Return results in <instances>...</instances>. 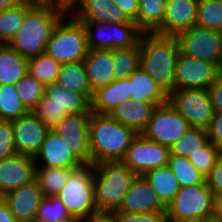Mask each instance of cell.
Segmentation results:
<instances>
[{
	"instance_id": "6da1fadb",
	"label": "cell",
	"mask_w": 222,
	"mask_h": 222,
	"mask_svg": "<svg viewBox=\"0 0 222 222\" xmlns=\"http://www.w3.org/2000/svg\"><path fill=\"white\" fill-rule=\"evenodd\" d=\"M137 133L109 114L90 113L89 148L92 165L122 161Z\"/></svg>"
},
{
	"instance_id": "91938a15",
	"label": "cell",
	"mask_w": 222,
	"mask_h": 222,
	"mask_svg": "<svg viewBox=\"0 0 222 222\" xmlns=\"http://www.w3.org/2000/svg\"><path fill=\"white\" fill-rule=\"evenodd\" d=\"M219 76L222 78V64L220 66V73H219Z\"/></svg>"
},
{
	"instance_id": "2e32d148",
	"label": "cell",
	"mask_w": 222,
	"mask_h": 222,
	"mask_svg": "<svg viewBox=\"0 0 222 222\" xmlns=\"http://www.w3.org/2000/svg\"><path fill=\"white\" fill-rule=\"evenodd\" d=\"M36 166L77 169L83 164L74 156L66 139L50 129L34 156ZM40 160L41 163H40ZM40 164V165H39ZM42 164V165H41Z\"/></svg>"
},
{
	"instance_id": "7bdbcfd3",
	"label": "cell",
	"mask_w": 222,
	"mask_h": 222,
	"mask_svg": "<svg viewBox=\"0 0 222 222\" xmlns=\"http://www.w3.org/2000/svg\"><path fill=\"white\" fill-rule=\"evenodd\" d=\"M17 154L13 142V129L10 121L0 120V160Z\"/></svg>"
},
{
	"instance_id": "f907efd6",
	"label": "cell",
	"mask_w": 222,
	"mask_h": 222,
	"mask_svg": "<svg viewBox=\"0 0 222 222\" xmlns=\"http://www.w3.org/2000/svg\"><path fill=\"white\" fill-rule=\"evenodd\" d=\"M0 222H18L10 208L4 202V200L0 197Z\"/></svg>"
},
{
	"instance_id": "603a6c76",
	"label": "cell",
	"mask_w": 222,
	"mask_h": 222,
	"mask_svg": "<svg viewBox=\"0 0 222 222\" xmlns=\"http://www.w3.org/2000/svg\"><path fill=\"white\" fill-rule=\"evenodd\" d=\"M129 78L115 79L110 84L96 89L90 100V111L110 114L123 101H130Z\"/></svg>"
},
{
	"instance_id": "74e56055",
	"label": "cell",
	"mask_w": 222,
	"mask_h": 222,
	"mask_svg": "<svg viewBox=\"0 0 222 222\" xmlns=\"http://www.w3.org/2000/svg\"><path fill=\"white\" fill-rule=\"evenodd\" d=\"M29 4H21L16 8L0 11V41L8 45L21 28Z\"/></svg>"
},
{
	"instance_id": "d4e9b609",
	"label": "cell",
	"mask_w": 222,
	"mask_h": 222,
	"mask_svg": "<svg viewBox=\"0 0 222 222\" xmlns=\"http://www.w3.org/2000/svg\"><path fill=\"white\" fill-rule=\"evenodd\" d=\"M130 101L154 103L156 106L168 102V94L141 68L129 77Z\"/></svg>"
},
{
	"instance_id": "7dc6e473",
	"label": "cell",
	"mask_w": 222,
	"mask_h": 222,
	"mask_svg": "<svg viewBox=\"0 0 222 222\" xmlns=\"http://www.w3.org/2000/svg\"><path fill=\"white\" fill-rule=\"evenodd\" d=\"M215 113H222V78L219 76L208 88Z\"/></svg>"
},
{
	"instance_id": "d6a6232c",
	"label": "cell",
	"mask_w": 222,
	"mask_h": 222,
	"mask_svg": "<svg viewBox=\"0 0 222 222\" xmlns=\"http://www.w3.org/2000/svg\"><path fill=\"white\" fill-rule=\"evenodd\" d=\"M208 142L207 129L190 127L170 146V154L188 158Z\"/></svg>"
},
{
	"instance_id": "f6af8a7d",
	"label": "cell",
	"mask_w": 222,
	"mask_h": 222,
	"mask_svg": "<svg viewBox=\"0 0 222 222\" xmlns=\"http://www.w3.org/2000/svg\"><path fill=\"white\" fill-rule=\"evenodd\" d=\"M205 182L215 196L222 194V153L217 159L215 166L205 176Z\"/></svg>"
},
{
	"instance_id": "4316f807",
	"label": "cell",
	"mask_w": 222,
	"mask_h": 222,
	"mask_svg": "<svg viewBox=\"0 0 222 222\" xmlns=\"http://www.w3.org/2000/svg\"><path fill=\"white\" fill-rule=\"evenodd\" d=\"M28 73V59L9 45L0 49V85L18 83Z\"/></svg>"
},
{
	"instance_id": "680465c9",
	"label": "cell",
	"mask_w": 222,
	"mask_h": 222,
	"mask_svg": "<svg viewBox=\"0 0 222 222\" xmlns=\"http://www.w3.org/2000/svg\"><path fill=\"white\" fill-rule=\"evenodd\" d=\"M19 222H37V221L35 219H33V220L19 221Z\"/></svg>"
},
{
	"instance_id": "681fc988",
	"label": "cell",
	"mask_w": 222,
	"mask_h": 222,
	"mask_svg": "<svg viewBox=\"0 0 222 222\" xmlns=\"http://www.w3.org/2000/svg\"><path fill=\"white\" fill-rule=\"evenodd\" d=\"M83 222H118L114 212L97 211L86 217Z\"/></svg>"
},
{
	"instance_id": "7402d4cb",
	"label": "cell",
	"mask_w": 222,
	"mask_h": 222,
	"mask_svg": "<svg viewBox=\"0 0 222 222\" xmlns=\"http://www.w3.org/2000/svg\"><path fill=\"white\" fill-rule=\"evenodd\" d=\"M83 63L92 92L115 80L112 50H89Z\"/></svg>"
},
{
	"instance_id": "44dd1931",
	"label": "cell",
	"mask_w": 222,
	"mask_h": 222,
	"mask_svg": "<svg viewBox=\"0 0 222 222\" xmlns=\"http://www.w3.org/2000/svg\"><path fill=\"white\" fill-rule=\"evenodd\" d=\"M74 10L70 15L80 22L135 23L125 16L114 0H81Z\"/></svg>"
},
{
	"instance_id": "3957f363",
	"label": "cell",
	"mask_w": 222,
	"mask_h": 222,
	"mask_svg": "<svg viewBox=\"0 0 222 222\" xmlns=\"http://www.w3.org/2000/svg\"><path fill=\"white\" fill-rule=\"evenodd\" d=\"M65 14L49 3L31 6L26 11L21 28L8 45L27 59L44 53L54 27Z\"/></svg>"
},
{
	"instance_id": "5bb4252c",
	"label": "cell",
	"mask_w": 222,
	"mask_h": 222,
	"mask_svg": "<svg viewBox=\"0 0 222 222\" xmlns=\"http://www.w3.org/2000/svg\"><path fill=\"white\" fill-rule=\"evenodd\" d=\"M90 113L70 114L58 122L52 130L64 137L74 156L83 165H92L89 148Z\"/></svg>"
},
{
	"instance_id": "4fadbf2b",
	"label": "cell",
	"mask_w": 222,
	"mask_h": 222,
	"mask_svg": "<svg viewBox=\"0 0 222 222\" xmlns=\"http://www.w3.org/2000/svg\"><path fill=\"white\" fill-rule=\"evenodd\" d=\"M220 68L201 59L179 53L175 68V89H205L219 77Z\"/></svg>"
},
{
	"instance_id": "f546056e",
	"label": "cell",
	"mask_w": 222,
	"mask_h": 222,
	"mask_svg": "<svg viewBox=\"0 0 222 222\" xmlns=\"http://www.w3.org/2000/svg\"><path fill=\"white\" fill-rule=\"evenodd\" d=\"M165 6L166 0H139L137 27L143 33H154L162 25Z\"/></svg>"
},
{
	"instance_id": "83f0119b",
	"label": "cell",
	"mask_w": 222,
	"mask_h": 222,
	"mask_svg": "<svg viewBox=\"0 0 222 222\" xmlns=\"http://www.w3.org/2000/svg\"><path fill=\"white\" fill-rule=\"evenodd\" d=\"M143 176L166 207L180 189V184L168 165L150 170Z\"/></svg>"
},
{
	"instance_id": "60d3db41",
	"label": "cell",
	"mask_w": 222,
	"mask_h": 222,
	"mask_svg": "<svg viewBox=\"0 0 222 222\" xmlns=\"http://www.w3.org/2000/svg\"><path fill=\"white\" fill-rule=\"evenodd\" d=\"M32 112L49 129H52L64 117L70 115L67 110H62L57 104L51 102V98L46 94H44L42 100L37 104Z\"/></svg>"
},
{
	"instance_id": "b9f144b4",
	"label": "cell",
	"mask_w": 222,
	"mask_h": 222,
	"mask_svg": "<svg viewBox=\"0 0 222 222\" xmlns=\"http://www.w3.org/2000/svg\"><path fill=\"white\" fill-rule=\"evenodd\" d=\"M221 151L211 142L198 150L195 154L188 157V160L205 176L212 170Z\"/></svg>"
},
{
	"instance_id": "ee69618b",
	"label": "cell",
	"mask_w": 222,
	"mask_h": 222,
	"mask_svg": "<svg viewBox=\"0 0 222 222\" xmlns=\"http://www.w3.org/2000/svg\"><path fill=\"white\" fill-rule=\"evenodd\" d=\"M118 222H163L167 216L166 211H154L145 213H126L114 211Z\"/></svg>"
},
{
	"instance_id": "816d5d0a",
	"label": "cell",
	"mask_w": 222,
	"mask_h": 222,
	"mask_svg": "<svg viewBox=\"0 0 222 222\" xmlns=\"http://www.w3.org/2000/svg\"><path fill=\"white\" fill-rule=\"evenodd\" d=\"M80 2L81 0H56V8L70 14Z\"/></svg>"
},
{
	"instance_id": "9c48e42d",
	"label": "cell",
	"mask_w": 222,
	"mask_h": 222,
	"mask_svg": "<svg viewBox=\"0 0 222 222\" xmlns=\"http://www.w3.org/2000/svg\"><path fill=\"white\" fill-rule=\"evenodd\" d=\"M168 102L190 127L207 129L215 114L209 92L205 89H174L168 94Z\"/></svg>"
},
{
	"instance_id": "d6986e66",
	"label": "cell",
	"mask_w": 222,
	"mask_h": 222,
	"mask_svg": "<svg viewBox=\"0 0 222 222\" xmlns=\"http://www.w3.org/2000/svg\"><path fill=\"white\" fill-rule=\"evenodd\" d=\"M43 197L42 190L35 179L7 192L1 198L19 222L35 219L38 206Z\"/></svg>"
},
{
	"instance_id": "7c38bea8",
	"label": "cell",
	"mask_w": 222,
	"mask_h": 222,
	"mask_svg": "<svg viewBox=\"0 0 222 222\" xmlns=\"http://www.w3.org/2000/svg\"><path fill=\"white\" fill-rule=\"evenodd\" d=\"M189 128L187 120L166 102L156 106L142 134L170 148Z\"/></svg>"
},
{
	"instance_id": "e0dca14e",
	"label": "cell",
	"mask_w": 222,
	"mask_h": 222,
	"mask_svg": "<svg viewBox=\"0 0 222 222\" xmlns=\"http://www.w3.org/2000/svg\"><path fill=\"white\" fill-rule=\"evenodd\" d=\"M36 178L34 156L16 154L0 160V197Z\"/></svg>"
},
{
	"instance_id": "ab89813d",
	"label": "cell",
	"mask_w": 222,
	"mask_h": 222,
	"mask_svg": "<svg viewBox=\"0 0 222 222\" xmlns=\"http://www.w3.org/2000/svg\"><path fill=\"white\" fill-rule=\"evenodd\" d=\"M15 86L28 111H32L45 94V87L28 73Z\"/></svg>"
},
{
	"instance_id": "8fae6325",
	"label": "cell",
	"mask_w": 222,
	"mask_h": 222,
	"mask_svg": "<svg viewBox=\"0 0 222 222\" xmlns=\"http://www.w3.org/2000/svg\"><path fill=\"white\" fill-rule=\"evenodd\" d=\"M169 147L137 134L127 148L122 162L136 175L168 165Z\"/></svg>"
},
{
	"instance_id": "db71d44e",
	"label": "cell",
	"mask_w": 222,
	"mask_h": 222,
	"mask_svg": "<svg viewBox=\"0 0 222 222\" xmlns=\"http://www.w3.org/2000/svg\"><path fill=\"white\" fill-rule=\"evenodd\" d=\"M21 4L19 0H0V11L13 9Z\"/></svg>"
},
{
	"instance_id": "4dcf8cb0",
	"label": "cell",
	"mask_w": 222,
	"mask_h": 222,
	"mask_svg": "<svg viewBox=\"0 0 222 222\" xmlns=\"http://www.w3.org/2000/svg\"><path fill=\"white\" fill-rule=\"evenodd\" d=\"M74 169L36 166V180L44 196H56Z\"/></svg>"
},
{
	"instance_id": "f5cc1de1",
	"label": "cell",
	"mask_w": 222,
	"mask_h": 222,
	"mask_svg": "<svg viewBox=\"0 0 222 222\" xmlns=\"http://www.w3.org/2000/svg\"><path fill=\"white\" fill-rule=\"evenodd\" d=\"M212 220L222 222V194L214 197V213Z\"/></svg>"
},
{
	"instance_id": "52a82bcc",
	"label": "cell",
	"mask_w": 222,
	"mask_h": 222,
	"mask_svg": "<svg viewBox=\"0 0 222 222\" xmlns=\"http://www.w3.org/2000/svg\"><path fill=\"white\" fill-rule=\"evenodd\" d=\"M75 220L83 221L97 212L93 193V165L74 169L62 190L56 195Z\"/></svg>"
},
{
	"instance_id": "f1b7e54d",
	"label": "cell",
	"mask_w": 222,
	"mask_h": 222,
	"mask_svg": "<svg viewBox=\"0 0 222 222\" xmlns=\"http://www.w3.org/2000/svg\"><path fill=\"white\" fill-rule=\"evenodd\" d=\"M56 81L65 89L84 94L91 100L93 92L87 81V72L83 61L61 64Z\"/></svg>"
},
{
	"instance_id": "cb8c5ba5",
	"label": "cell",
	"mask_w": 222,
	"mask_h": 222,
	"mask_svg": "<svg viewBox=\"0 0 222 222\" xmlns=\"http://www.w3.org/2000/svg\"><path fill=\"white\" fill-rule=\"evenodd\" d=\"M156 105L141 101H123L116 106L110 116L121 124L132 128L137 134L142 133L151 119Z\"/></svg>"
},
{
	"instance_id": "f35d334b",
	"label": "cell",
	"mask_w": 222,
	"mask_h": 222,
	"mask_svg": "<svg viewBox=\"0 0 222 222\" xmlns=\"http://www.w3.org/2000/svg\"><path fill=\"white\" fill-rule=\"evenodd\" d=\"M195 26L222 32V0H198Z\"/></svg>"
},
{
	"instance_id": "ac0fdd59",
	"label": "cell",
	"mask_w": 222,
	"mask_h": 222,
	"mask_svg": "<svg viewBox=\"0 0 222 222\" xmlns=\"http://www.w3.org/2000/svg\"><path fill=\"white\" fill-rule=\"evenodd\" d=\"M198 0H166L162 25L154 32L163 36H176L195 26Z\"/></svg>"
},
{
	"instance_id": "30bf717a",
	"label": "cell",
	"mask_w": 222,
	"mask_h": 222,
	"mask_svg": "<svg viewBox=\"0 0 222 222\" xmlns=\"http://www.w3.org/2000/svg\"><path fill=\"white\" fill-rule=\"evenodd\" d=\"M180 53L211 63L222 64V32L192 26L177 34Z\"/></svg>"
},
{
	"instance_id": "836d02e7",
	"label": "cell",
	"mask_w": 222,
	"mask_h": 222,
	"mask_svg": "<svg viewBox=\"0 0 222 222\" xmlns=\"http://www.w3.org/2000/svg\"><path fill=\"white\" fill-rule=\"evenodd\" d=\"M61 64L46 52L28 59V74L44 87L57 80Z\"/></svg>"
},
{
	"instance_id": "c3c4849f",
	"label": "cell",
	"mask_w": 222,
	"mask_h": 222,
	"mask_svg": "<svg viewBox=\"0 0 222 222\" xmlns=\"http://www.w3.org/2000/svg\"><path fill=\"white\" fill-rule=\"evenodd\" d=\"M116 5L123 11L125 16L135 22L138 15L139 0H114Z\"/></svg>"
},
{
	"instance_id": "e575fe53",
	"label": "cell",
	"mask_w": 222,
	"mask_h": 222,
	"mask_svg": "<svg viewBox=\"0 0 222 222\" xmlns=\"http://www.w3.org/2000/svg\"><path fill=\"white\" fill-rule=\"evenodd\" d=\"M27 112L15 84L0 85V120L11 122Z\"/></svg>"
},
{
	"instance_id": "1f68e13d",
	"label": "cell",
	"mask_w": 222,
	"mask_h": 222,
	"mask_svg": "<svg viewBox=\"0 0 222 222\" xmlns=\"http://www.w3.org/2000/svg\"><path fill=\"white\" fill-rule=\"evenodd\" d=\"M140 50V40L133 47L116 48L112 50L115 79L129 78L130 75L140 67Z\"/></svg>"
},
{
	"instance_id": "5b68a950",
	"label": "cell",
	"mask_w": 222,
	"mask_h": 222,
	"mask_svg": "<svg viewBox=\"0 0 222 222\" xmlns=\"http://www.w3.org/2000/svg\"><path fill=\"white\" fill-rule=\"evenodd\" d=\"M70 16L65 14L54 27L45 51L60 64L84 61L89 51L83 23Z\"/></svg>"
},
{
	"instance_id": "11a10c76",
	"label": "cell",
	"mask_w": 222,
	"mask_h": 222,
	"mask_svg": "<svg viewBox=\"0 0 222 222\" xmlns=\"http://www.w3.org/2000/svg\"><path fill=\"white\" fill-rule=\"evenodd\" d=\"M22 4H29L31 6H42L48 4L47 0H19Z\"/></svg>"
},
{
	"instance_id": "7a4b0ae2",
	"label": "cell",
	"mask_w": 222,
	"mask_h": 222,
	"mask_svg": "<svg viewBox=\"0 0 222 222\" xmlns=\"http://www.w3.org/2000/svg\"><path fill=\"white\" fill-rule=\"evenodd\" d=\"M140 67L167 93L175 89L179 44L175 36L142 33Z\"/></svg>"
},
{
	"instance_id": "ffe728a7",
	"label": "cell",
	"mask_w": 222,
	"mask_h": 222,
	"mask_svg": "<svg viewBox=\"0 0 222 222\" xmlns=\"http://www.w3.org/2000/svg\"><path fill=\"white\" fill-rule=\"evenodd\" d=\"M116 211L126 213L166 211V206L158 198L146 178L143 175H137Z\"/></svg>"
},
{
	"instance_id": "277c9868",
	"label": "cell",
	"mask_w": 222,
	"mask_h": 222,
	"mask_svg": "<svg viewBox=\"0 0 222 222\" xmlns=\"http://www.w3.org/2000/svg\"><path fill=\"white\" fill-rule=\"evenodd\" d=\"M136 176L122 161L93 165V193L97 210H118Z\"/></svg>"
},
{
	"instance_id": "94428289",
	"label": "cell",
	"mask_w": 222,
	"mask_h": 222,
	"mask_svg": "<svg viewBox=\"0 0 222 222\" xmlns=\"http://www.w3.org/2000/svg\"><path fill=\"white\" fill-rule=\"evenodd\" d=\"M4 46V44L0 41V49Z\"/></svg>"
},
{
	"instance_id": "d590c367",
	"label": "cell",
	"mask_w": 222,
	"mask_h": 222,
	"mask_svg": "<svg viewBox=\"0 0 222 222\" xmlns=\"http://www.w3.org/2000/svg\"><path fill=\"white\" fill-rule=\"evenodd\" d=\"M168 166L177 178L180 187L206 183L202 174L186 157L170 154Z\"/></svg>"
},
{
	"instance_id": "8992f818",
	"label": "cell",
	"mask_w": 222,
	"mask_h": 222,
	"mask_svg": "<svg viewBox=\"0 0 222 222\" xmlns=\"http://www.w3.org/2000/svg\"><path fill=\"white\" fill-rule=\"evenodd\" d=\"M214 197L206 183L180 187L166 207L167 216L188 222H210L214 213Z\"/></svg>"
},
{
	"instance_id": "9a60e30c",
	"label": "cell",
	"mask_w": 222,
	"mask_h": 222,
	"mask_svg": "<svg viewBox=\"0 0 222 222\" xmlns=\"http://www.w3.org/2000/svg\"><path fill=\"white\" fill-rule=\"evenodd\" d=\"M11 124L17 154L35 156L50 129L32 111L11 121Z\"/></svg>"
},
{
	"instance_id": "6f0895ef",
	"label": "cell",
	"mask_w": 222,
	"mask_h": 222,
	"mask_svg": "<svg viewBox=\"0 0 222 222\" xmlns=\"http://www.w3.org/2000/svg\"><path fill=\"white\" fill-rule=\"evenodd\" d=\"M50 5L56 8V0H47Z\"/></svg>"
},
{
	"instance_id": "ba28073f",
	"label": "cell",
	"mask_w": 222,
	"mask_h": 222,
	"mask_svg": "<svg viewBox=\"0 0 222 222\" xmlns=\"http://www.w3.org/2000/svg\"><path fill=\"white\" fill-rule=\"evenodd\" d=\"M82 23L89 50L133 47L139 42L143 33L135 23L109 24L99 21Z\"/></svg>"
},
{
	"instance_id": "8d00e7d4",
	"label": "cell",
	"mask_w": 222,
	"mask_h": 222,
	"mask_svg": "<svg viewBox=\"0 0 222 222\" xmlns=\"http://www.w3.org/2000/svg\"><path fill=\"white\" fill-rule=\"evenodd\" d=\"M37 222H74L70 212L57 196H44L38 206Z\"/></svg>"
},
{
	"instance_id": "bcb514c9",
	"label": "cell",
	"mask_w": 222,
	"mask_h": 222,
	"mask_svg": "<svg viewBox=\"0 0 222 222\" xmlns=\"http://www.w3.org/2000/svg\"><path fill=\"white\" fill-rule=\"evenodd\" d=\"M208 140L222 152V113H215L207 128Z\"/></svg>"
},
{
	"instance_id": "9f6ffc18",
	"label": "cell",
	"mask_w": 222,
	"mask_h": 222,
	"mask_svg": "<svg viewBox=\"0 0 222 222\" xmlns=\"http://www.w3.org/2000/svg\"><path fill=\"white\" fill-rule=\"evenodd\" d=\"M163 222H188V221H179V220H174L170 218L169 216H166L163 220Z\"/></svg>"
},
{
	"instance_id": "484cf974",
	"label": "cell",
	"mask_w": 222,
	"mask_h": 222,
	"mask_svg": "<svg viewBox=\"0 0 222 222\" xmlns=\"http://www.w3.org/2000/svg\"><path fill=\"white\" fill-rule=\"evenodd\" d=\"M45 94L51 98V102L69 114L91 113L90 100L84 94L65 89L57 81L45 87Z\"/></svg>"
}]
</instances>
